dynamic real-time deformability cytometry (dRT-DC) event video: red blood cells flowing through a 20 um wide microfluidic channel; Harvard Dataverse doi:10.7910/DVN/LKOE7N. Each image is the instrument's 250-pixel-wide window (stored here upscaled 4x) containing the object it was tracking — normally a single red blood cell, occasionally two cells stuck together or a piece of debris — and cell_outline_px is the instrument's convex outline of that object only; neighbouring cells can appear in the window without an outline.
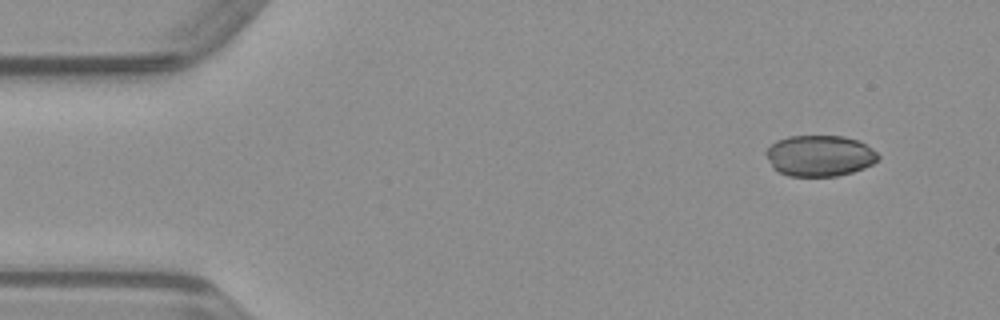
{"species": "common noctule bat (a hibernating species)", "species_latin": "Nyctalus noctula", "temperature_condition": "warm", "stored_images_in_passage": 46, "camera_frame_rate_fps": 3000, "um_per_image_px": 0.085, "animal": {"sex": "male", "body_mass_g": 23.1, "forearm_length_mm": 52.7}, "frame": {"image": 1, "passage_image": 1, "time_ms": 0.0, "image_size_px": [1000, 320], "cell_outline_px": [[880, 156], [872, 164], [864, 168], [852, 172], [836, 176], [788, 176], [772, 168], [764, 152], [776, 140], [788, 136], [844, 136], [860, 140], [872, 148]], "centroid_in_image_um": [69.66, 13.23], "position_along_channel_um": 15.3, "area_um2": 26.99}}
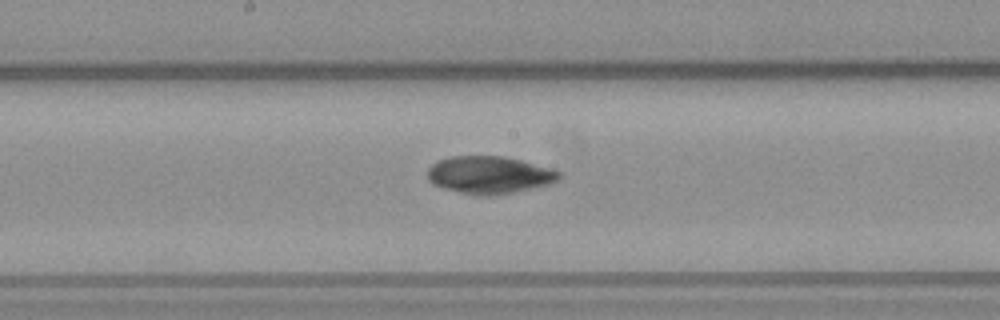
{"frame": {"image": 2, "passage_image": 22, "time_ms": 7.0, "image_size_px": [1000, 320], "cell_outline_px": [[560, 180], [548, 184], [512, 192], [484, 196], [476, 196], [444, 188], [432, 184], [428, 180], [428, 168], [432, 164], [440, 160], [452, 156], [504, 156], [520, 160], [548, 168], [560, 172]], "centroid_in_image_um": [41.55, 14.87], "position_along_channel_um": 206.6, "area_um2": 28.38}}
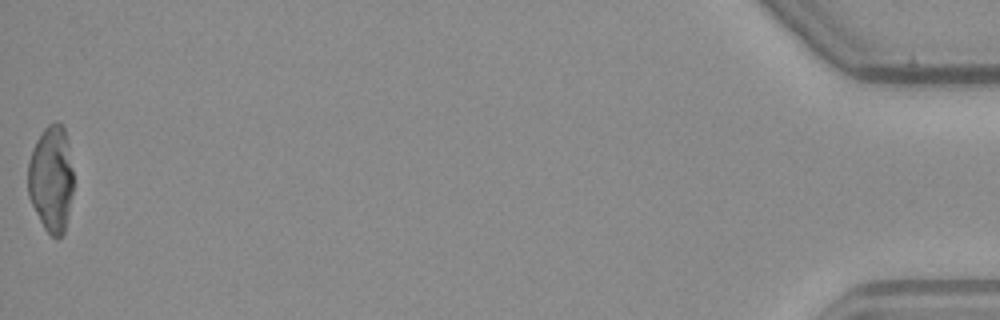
{"frame": {"image": 3, "passage_image": 46, "time_ms": 15.0, "image_size_px": [1000, 320], "cell_outline_px": [[72, 192], [64, 232], [60, 236], [52, 236], [44, 228], [28, 196], [28, 160], [32, 148], [36, 140], [44, 128], [48, 124], [56, 120], [64, 128], [72, 168]], "centroid_in_image_um": [4.32, 15.16], "position_along_channel_um": 430.9, "area_um2": 27.8}}